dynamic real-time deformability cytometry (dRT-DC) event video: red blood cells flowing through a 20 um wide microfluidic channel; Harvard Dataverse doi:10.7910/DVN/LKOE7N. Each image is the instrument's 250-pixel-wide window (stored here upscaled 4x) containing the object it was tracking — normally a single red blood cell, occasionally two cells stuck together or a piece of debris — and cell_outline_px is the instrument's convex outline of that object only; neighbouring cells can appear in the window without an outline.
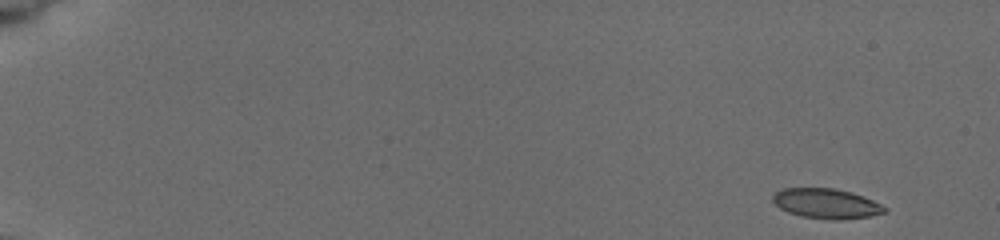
{"species": "common noctule bat (a hibernating species)", "species_latin": "Nyctalus noctula", "temperature_condition": "cold", "stored_images_in_passage": 21, "camera_frame_rate_fps": 3000, "um_per_image_px": 0.085, "animal": {"sex": "female", "body_mass_g": 19.5, "forearm_length_mm": 54.1}, "frame": {"image": 1, "passage_image": 1, "time_ms": 0.0, "image_size_px": [1000, 240], "cell_outline_px": [[888, 212], [868, 216], [840, 220], [832, 220], [800, 216], [788, 212], [780, 208], [772, 200], [772, 196], [776, 192], [784, 188], [832, 188], [852, 192], [872, 200], [888, 208]], "centroid_in_image_um": [70.24, 17.31], "position_along_channel_um": 14.8, "area_um2": 19.48}}
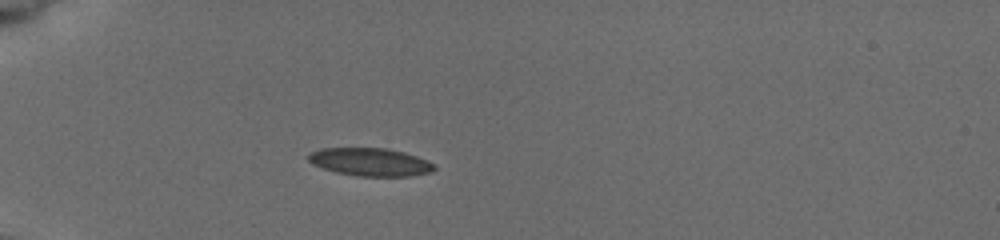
{"frame": {"image": 2, "passage_image": 15, "time_ms": 4.667, "image_size_px": [1000, 240], "cell_outline_px": [[436, 168], [432, 172], [412, 176], [356, 176], [336, 172], [312, 164], [308, 160], [308, 152], [320, 148], [388, 148], [404, 152], [416, 156], [436, 164]], "centroid_in_image_um": [31.48, 13.77], "position_along_channel_um": 53.5, "area_um2": 20.69}}
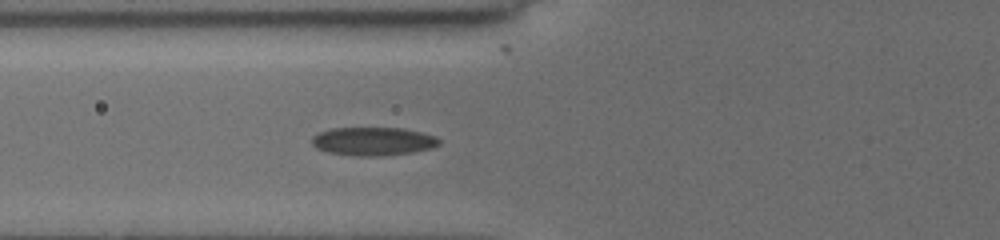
{"frame": {"image": 3, "passage_image": 21, "time_ms": 6.333, "image_size_px": [1000, 240], "cell_outline_px": [[440, 144], [432, 148], [412, 152], [380, 156], [352, 156], [328, 152], [316, 148], [312, 144], [312, 136], [320, 132], [332, 128], [400, 128], [420, 132], [436, 136], [440, 140]], "centroid_in_image_um": [31.71, 12.02], "position_along_channel_um": 94.1, "area_um2": 21.04}}